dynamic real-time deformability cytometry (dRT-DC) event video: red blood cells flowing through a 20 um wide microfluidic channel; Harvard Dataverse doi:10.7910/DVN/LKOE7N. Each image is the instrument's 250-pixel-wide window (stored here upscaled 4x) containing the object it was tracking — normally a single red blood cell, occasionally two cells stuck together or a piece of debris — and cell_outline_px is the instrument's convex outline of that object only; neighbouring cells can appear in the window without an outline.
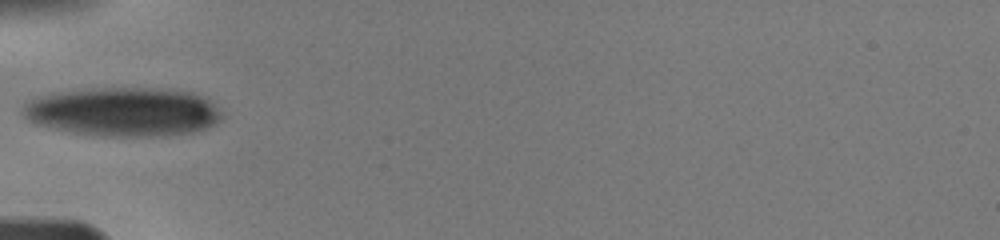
{"species": "human", "species_latin": "Homo sapiens", "temperature_condition": "warm", "stored_images_in_passage": 3, "camera_frame_rate_fps": 3000, "um_per_image_px": 0.085, "donor": {"sex": "male"}, "frame": {"image": 1, "passage_image": 1, "time_ms": 0.0, "image_size_px": [1000, 240], "cell_outline_px": [[224, 116], [216, 124], [208, 128], [192, 132], [164, 136], [100, 136], [72, 132], [36, 124], [28, 120], [20, 112], [24, 104], [40, 96], [56, 92], [88, 88], [176, 88], [208, 96], [212, 100]], "centroid_in_image_um": [10.56, 9.49], "position_along_channel_um": 74.4, "area_um2": 57.63}}